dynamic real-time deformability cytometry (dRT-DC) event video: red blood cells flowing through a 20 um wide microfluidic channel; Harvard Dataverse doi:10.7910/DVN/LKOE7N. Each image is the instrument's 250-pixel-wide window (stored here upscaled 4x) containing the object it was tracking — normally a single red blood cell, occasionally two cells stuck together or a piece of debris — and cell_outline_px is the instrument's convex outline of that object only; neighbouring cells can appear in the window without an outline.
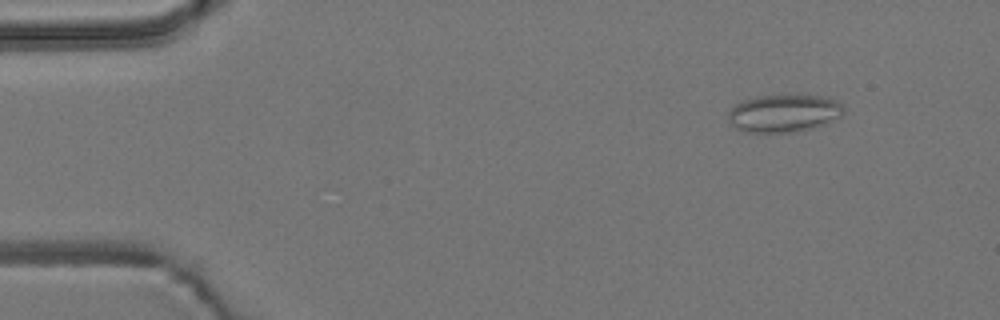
{"species": "common noctule bat (a hibernating species)", "species_latin": "Nyctalus noctula", "temperature_condition": "room temperature", "stored_images_in_passage": 55, "camera_frame_rate_fps": 3000, "um_per_image_px": 0.085, "animal": {"sex": "male", "body_mass_g": 19.2, "forearm_length_mm": 51.8}, "frame": {"image": 1, "passage_image": 6, "time_ms": 1.667, "image_size_px": [1000, 320], "cell_outline_px": [[844, 112], [840, 116], [812, 128], [792, 132], [748, 132], [736, 128], [728, 120], [728, 112], [740, 100], [756, 96], [788, 92], [828, 96], [844, 104]], "centroid_in_image_um": [66.64, 9.55], "position_along_channel_um": 18.4, "area_um2": 26.18}}
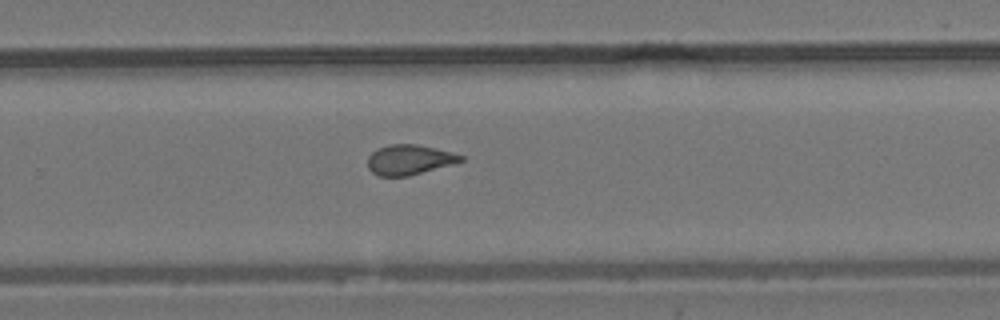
{"frame": {"image": 2, "passage_image": 36, "time_ms": 11.667, "image_size_px": [1000, 320], "cell_outline_px": [[464, 160], [456, 164], [408, 176], [380, 176], [372, 172], [368, 168], [368, 156], [376, 148], [388, 144], [416, 144], [452, 152], [464, 156]], "centroid_in_image_um": [34.8, 13.57], "position_along_channel_um": 295.0, "area_um2": 16.47}}
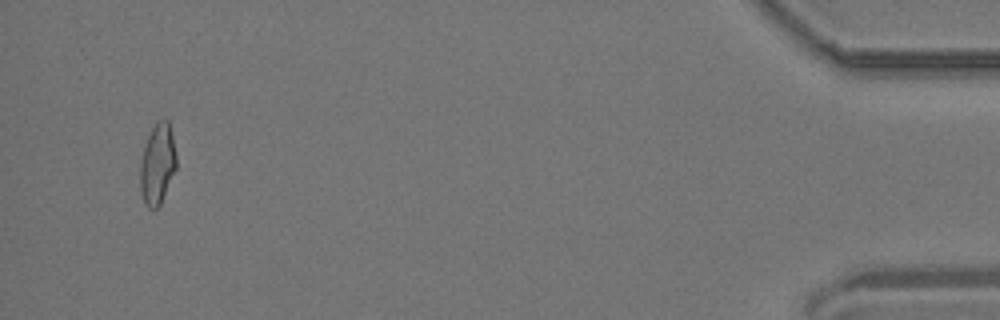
{"frame": {"image": 3, "passage_image": 53, "time_ms": 17.333, "image_size_px": [1000, 320], "cell_outline_px": [[176, 168], [160, 204], [156, 208], [148, 208], [144, 204], [140, 188], [140, 160], [144, 144], [156, 120], [168, 120], [172, 136], [176, 156]], "centroid_in_image_um": [13.36, 13.94], "position_along_channel_um": 421.8, "area_um2": 16.94}, "authors_computed_cell_mechanics": {"area_um2": 17.051, "velocity_mm_per_s": 3.713, "shape_relaxation_time_tau1_ms": null, "shape_relaxation_time_tau2_ms": 1.5786, "deformation_change_tau1": null, "deformation_change_tau2": 0.0788}}